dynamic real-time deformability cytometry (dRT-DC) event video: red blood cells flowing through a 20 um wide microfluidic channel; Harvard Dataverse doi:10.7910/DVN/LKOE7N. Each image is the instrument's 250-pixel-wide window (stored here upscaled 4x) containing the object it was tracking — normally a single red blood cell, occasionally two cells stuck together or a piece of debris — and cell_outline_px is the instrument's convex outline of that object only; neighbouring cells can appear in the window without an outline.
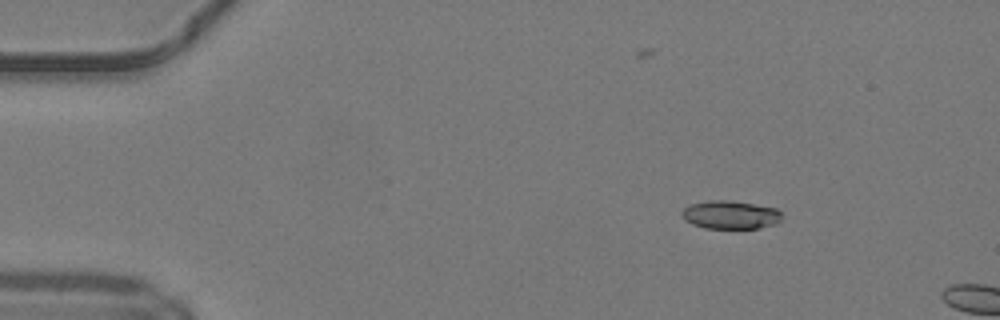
{"species": "common noctule bat (a hibernating species)", "species_latin": "Nyctalus noctula", "temperature_condition": "warm", "stored_images_in_passage": 4, "camera_frame_rate_fps": 3000, "um_per_image_px": 0.085, "animal": {"sex": "male", "body_mass_g": 19.2, "forearm_length_mm": 51.8}, "frame": {"image": 1, "passage_image": 1, "time_ms": 0.0, "image_size_px": [1000, 320], "cell_outline_px": [[780, 220], [776, 224], [760, 228], [704, 228], [692, 224], [684, 220], [680, 212], [688, 204], [708, 200], [732, 200], [756, 204], [776, 208], [780, 212]], "centroid_in_image_um": [62.05, 18.25], "position_along_channel_um": 23.0, "area_um2": 16.7}}